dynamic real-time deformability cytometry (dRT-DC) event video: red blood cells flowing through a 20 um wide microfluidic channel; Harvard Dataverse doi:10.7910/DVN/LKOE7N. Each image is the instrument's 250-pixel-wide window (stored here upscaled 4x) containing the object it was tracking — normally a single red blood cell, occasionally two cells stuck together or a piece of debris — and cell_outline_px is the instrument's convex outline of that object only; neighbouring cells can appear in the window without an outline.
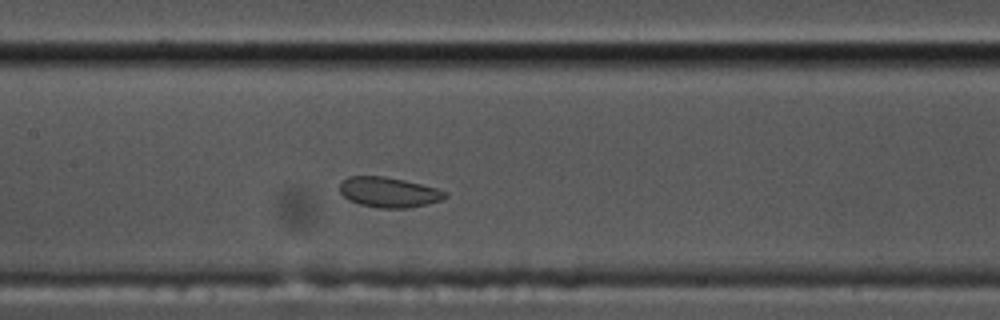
{"species": "common noctule bat (a hibernating species)", "species_latin": "Nyctalus noctula", "temperature_condition": "cold", "stored_images_in_passage": 38, "camera_frame_rate_fps": 3000, "um_per_image_px": 0.085, "animal": {"sex": "male", "body_mass_g": 17.5, "forearm_length_mm": 52.3}, "frame": {"image": 1, "passage_image": 17, "time_ms": 5.333, "image_size_px": [1000, 320], "cell_outline_px": [[448, 196], [440, 200], [428, 204], [408, 208], [380, 208], [360, 204], [348, 200], [340, 192], [340, 184], [348, 176], [384, 176], [404, 180], [436, 188], [448, 192]], "centroid_in_image_um": [33.05, 16.34], "position_along_channel_um": 174.3, "area_um2": 18.5}}